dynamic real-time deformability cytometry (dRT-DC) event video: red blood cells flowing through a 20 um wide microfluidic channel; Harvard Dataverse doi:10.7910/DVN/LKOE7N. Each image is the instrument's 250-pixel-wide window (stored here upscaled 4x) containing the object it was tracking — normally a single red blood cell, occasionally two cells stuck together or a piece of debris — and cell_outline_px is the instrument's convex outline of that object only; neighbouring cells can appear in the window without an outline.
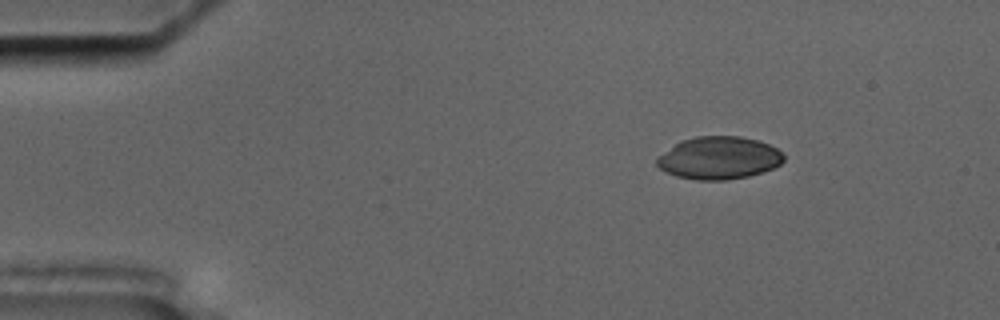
{"species": "common noctule bat (a hibernating species)", "species_latin": "Nyctalus noctula", "temperature_condition": "cold", "stored_images_in_passage": 51, "camera_frame_rate_fps": 3000, "um_per_image_px": 0.085, "animal": {"sex": "male", "body_mass_g": 17.5, "forearm_length_mm": 52.3}, "frame": {"image": 1, "passage_image": 3, "time_ms": 0.667, "image_size_px": [1000, 320], "cell_outline_px": [[784, 160], [780, 164], [772, 168], [748, 176], [728, 180], [696, 180], [676, 176], [660, 168], [656, 164], [656, 160], [660, 156], [680, 140], [696, 136], [740, 136], [756, 140], [768, 144], [784, 152]], "centroid_in_image_um": [61.13, 13.42], "position_along_channel_um": 23.9, "area_um2": 31.33}}
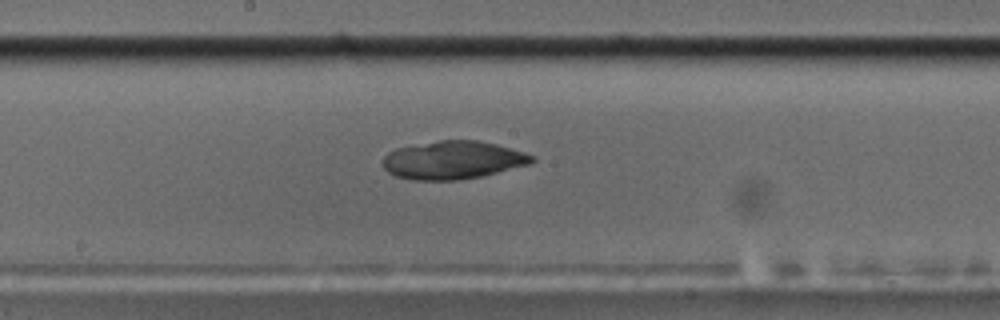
{"frame": {"image": 2, "passage_image": 25, "time_ms": 8.0, "image_size_px": [1000, 320], "cell_outline_px": [[536, 160], [532, 164], [480, 176], [456, 180], [416, 180], [396, 176], [388, 172], [384, 168], [384, 156], [388, 152], [396, 148], [440, 140], [476, 140], [496, 144], [524, 152], [536, 156]], "centroid_in_image_um": [38.53, 13.6], "position_along_channel_um": 209.7, "area_um2": 33.0}}
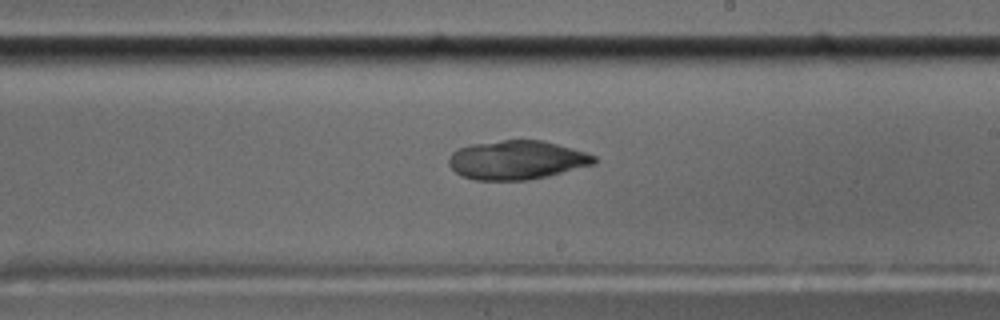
{"frame": {"image": 3, "passage_image": 28, "time_ms": 9.0, "image_size_px": [1000, 320], "cell_outline_px": [[596, 164], [548, 176], [524, 180], [476, 180], [464, 176], [456, 172], [448, 164], [448, 156], [452, 152], [468, 144], [500, 140], [544, 140], [572, 148], [596, 156]], "centroid_in_image_um": [43.92, 13.59], "position_along_channel_um": 245.1, "area_um2": 33.06}}